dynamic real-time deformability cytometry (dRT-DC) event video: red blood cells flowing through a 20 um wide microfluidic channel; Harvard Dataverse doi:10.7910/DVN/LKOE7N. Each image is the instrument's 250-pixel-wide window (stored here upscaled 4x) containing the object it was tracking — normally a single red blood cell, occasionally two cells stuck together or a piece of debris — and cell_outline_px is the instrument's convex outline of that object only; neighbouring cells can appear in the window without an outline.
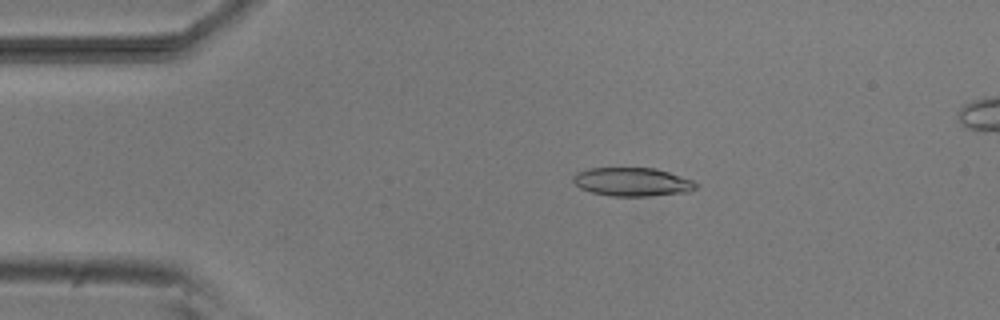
{"species": "common noctule bat (a hibernating species)", "species_latin": "Nyctalus noctula", "temperature_condition": "room temperature", "stored_images_in_passage": 53, "camera_frame_rate_fps": 3000, "um_per_image_px": 0.085, "animal": {"sex": "male", "body_mass_g": 20.5, "forearm_length_mm": 52.5}, "frame": {"image": 1, "passage_image": 10, "time_ms": 3.0, "image_size_px": [1000, 320], "cell_outline_px": [[696, 188], [688, 192], [648, 196], [612, 196], [592, 192], [580, 188], [572, 180], [572, 176], [576, 172], [588, 168], [656, 168], [692, 180], [696, 184]], "centroid_in_image_um": [53.71, 15.46], "position_along_channel_um": 31.3, "area_um2": 20.35}}
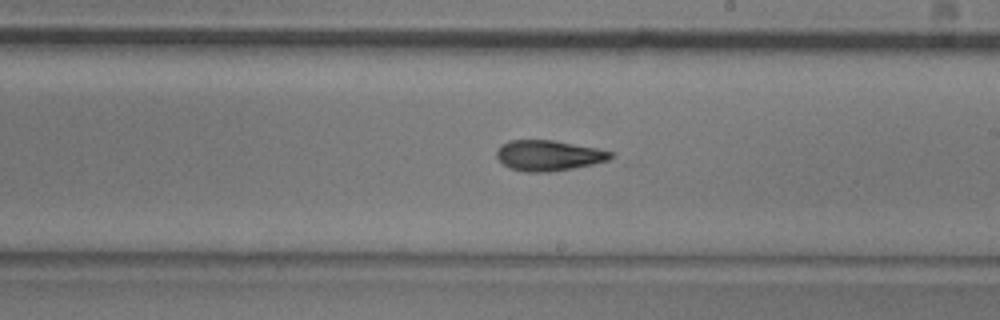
{"frame": {"image": 2, "passage_image": 30, "time_ms": 9.667, "image_size_px": [1000, 320], "cell_outline_px": [[628, 164], [548, 172], [528, 172], [508, 168], [496, 156], [496, 152], [500, 144], [508, 140], [552, 140], [596, 148], [612, 152]], "centroid_in_image_um": [47.01, 13.27], "position_along_channel_um": 242.0, "area_um2": 22.2}}
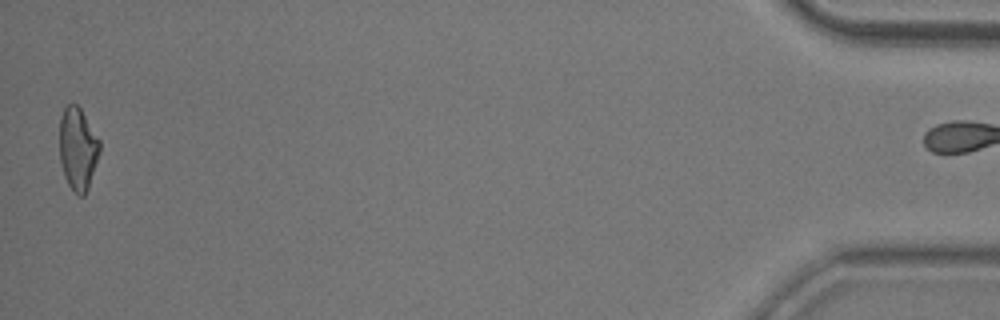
{"frame": {"image": 3, "passage_image": 52, "time_ms": 17.0, "image_size_px": [1000, 320], "cell_outline_px": [[100, 152], [88, 188], [84, 196], [80, 196], [68, 184], [64, 176], [60, 160], [60, 116], [64, 108], [68, 104], [76, 104], [80, 108], [100, 140]], "centroid_in_image_um": [6.62, 12.63], "position_along_channel_um": 428.6, "area_um2": 19.19}, "authors_computed_cell_mechanics": {"area_um2": 20.2878, "velocity_mm_per_s": 3.838, "shape_relaxation_time_tau1_ms": 6.3308, "shape_relaxation_time_tau2_ms": 3.8613, "deformation_change_tau1": 0.1737, "deformation_change_tau2": 0.1395}}